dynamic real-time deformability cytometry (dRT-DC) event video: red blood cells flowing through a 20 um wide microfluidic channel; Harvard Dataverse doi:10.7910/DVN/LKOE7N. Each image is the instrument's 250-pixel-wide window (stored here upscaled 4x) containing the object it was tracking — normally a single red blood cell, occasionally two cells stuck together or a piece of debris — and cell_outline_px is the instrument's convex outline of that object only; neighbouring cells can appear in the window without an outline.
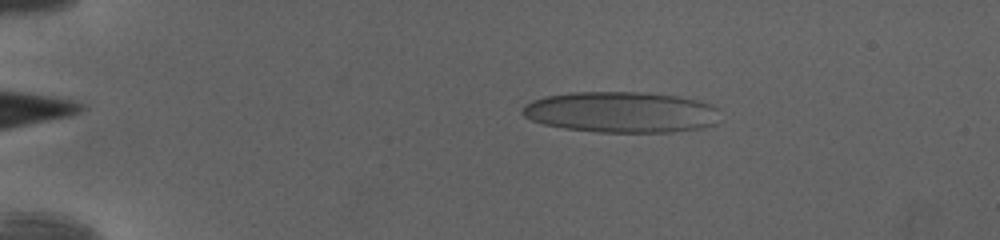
{"species": "human", "species_latin": "Homo sapiens", "temperature_condition": "cold", "stored_images_in_passage": 55, "camera_frame_rate_fps": 3000, "um_per_image_px": 0.085, "donor": {"sex": "female"}, "frame": {"image": 1, "passage_image": 10, "time_ms": 3.0, "image_size_px": [1000, 240], "cell_outline_px": [[716, 124], [704, 128], [672, 132], [600, 132], [564, 128], [544, 124], [532, 120], [524, 116], [520, 112], [524, 104], [532, 100], [544, 96], [568, 92], [644, 92], [680, 96], [712, 104], [716, 108]], "centroid_in_image_um": [52.77, 9.52], "position_along_channel_um": 32.2, "area_um2": 47.4}}
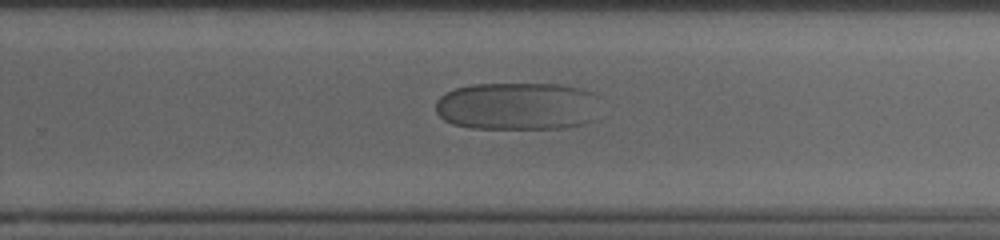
{"frame": {"image": 2, "passage_image": 37, "time_ms": 12.0, "image_size_px": [1000, 240], "cell_outline_px": [[592, 120], [584, 124], [564, 128], [472, 128], [452, 124], [444, 120], [436, 112], [436, 100], [440, 96], [456, 88], [472, 84], [560, 84], [580, 88], [592, 92]], "centroid_in_image_um": [43.87, 9.02], "position_along_channel_um": 285.9, "area_um2": 45.26}}
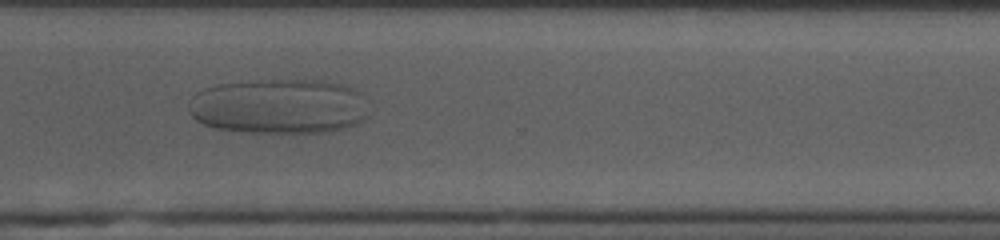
{"frame": {"image": 3, "passage_image": 42, "time_ms": 13.667, "image_size_px": [1000, 240], "cell_outline_px": [[368, 116], [364, 120], [356, 124], [328, 132], [248, 132], [212, 128], [196, 120], [188, 112], [188, 100], [196, 92], [204, 88], [216, 84], [272, 80], [324, 80], [340, 84], [352, 88], [360, 92]], "centroid_in_image_um": [23.66, 9.04], "position_along_channel_um": 346.9, "area_um2": 57.92}}